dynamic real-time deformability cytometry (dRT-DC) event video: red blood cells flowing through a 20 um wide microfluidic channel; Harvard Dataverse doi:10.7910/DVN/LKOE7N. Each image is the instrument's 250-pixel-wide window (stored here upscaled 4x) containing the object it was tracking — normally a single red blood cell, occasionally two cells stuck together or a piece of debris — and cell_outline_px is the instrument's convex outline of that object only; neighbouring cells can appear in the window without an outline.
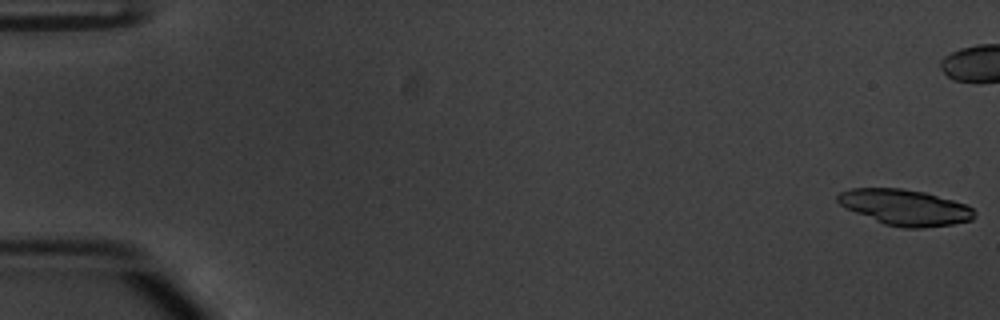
{"species": "common noctule bat (a hibernating species)", "species_latin": "Nyctalus noctula", "temperature_condition": "warm", "stored_images_in_passage": 30, "camera_frame_rate_fps": 3000, "um_per_image_px": 0.085, "animal": {"sex": "male", "body_mass_g": 20.1, "forearm_length_mm": 53.5}, "frame": {"image": 1, "passage_image": 1, "time_ms": 0.0, "image_size_px": [1000, 320], "cell_outline_px": [[976, 216], [972, 220], [952, 224], [924, 228], [904, 228], [884, 224], [856, 212], [840, 204], [836, 200], [836, 196], [840, 192], [852, 188], [900, 188], [924, 192], [952, 200], [964, 204], [972, 208], [976, 212]], "centroid_in_image_um": [76.94, 17.63], "position_along_channel_um": 8.1, "area_um2": 28.32}}